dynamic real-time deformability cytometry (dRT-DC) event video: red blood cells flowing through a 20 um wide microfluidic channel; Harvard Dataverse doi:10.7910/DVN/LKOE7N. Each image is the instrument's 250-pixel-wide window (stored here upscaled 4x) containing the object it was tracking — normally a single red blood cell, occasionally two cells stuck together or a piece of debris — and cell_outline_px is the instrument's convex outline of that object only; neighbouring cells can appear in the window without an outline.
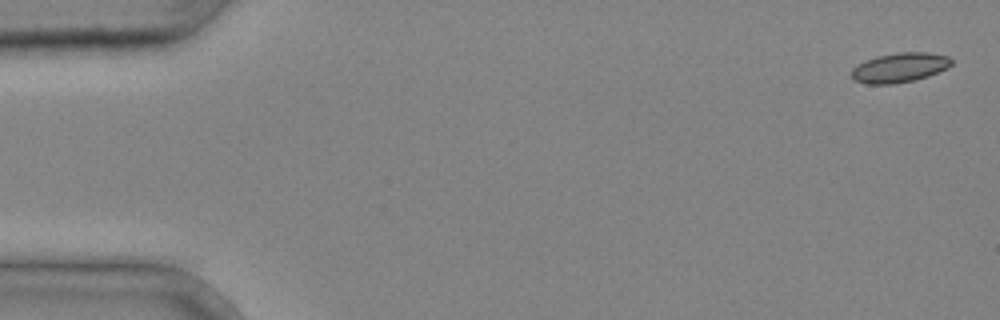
{"species": "common noctule bat (a hibernating species)", "species_latin": "Nyctalus noctula", "temperature_condition": "cold", "stored_images_in_passage": 4, "camera_frame_rate_fps": 3000, "um_per_image_px": 0.085, "animal": {"sex": "male", "body_mass_g": 20.4}, "frame": {"image": 1, "passage_image": 1, "time_ms": 0.0, "image_size_px": [1000, 320], "cell_outline_px": [[952, 64], [948, 68], [928, 76], [912, 80], [892, 84], [868, 84], [852, 80], [852, 68], [876, 56], [896, 52], [928, 52], [948, 56], [952, 60]], "centroid_in_image_um": [76.49, 5.74], "position_along_channel_um": 8.5, "area_um2": 17.17}}
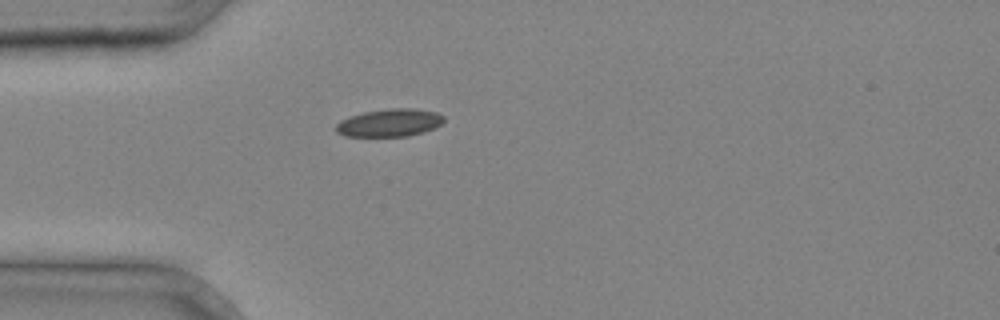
{"frame": {"image": 2, "passage_image": 4, "time_ms": 1.0, "image_size_px": [1000, 320], "cell_outline_px": [[444, 120], [440, 124], [424, 132], [408, 136], [344, 136], [336, 132], [336, 124], [340, 120], [364, 112], [388, 108], [416, 108], [436, 112], [444, 116]], "centroid_in_image_um": [33.11, 10.43], "position_along_channel_um": 51.9, "area_um2": 17.4}}